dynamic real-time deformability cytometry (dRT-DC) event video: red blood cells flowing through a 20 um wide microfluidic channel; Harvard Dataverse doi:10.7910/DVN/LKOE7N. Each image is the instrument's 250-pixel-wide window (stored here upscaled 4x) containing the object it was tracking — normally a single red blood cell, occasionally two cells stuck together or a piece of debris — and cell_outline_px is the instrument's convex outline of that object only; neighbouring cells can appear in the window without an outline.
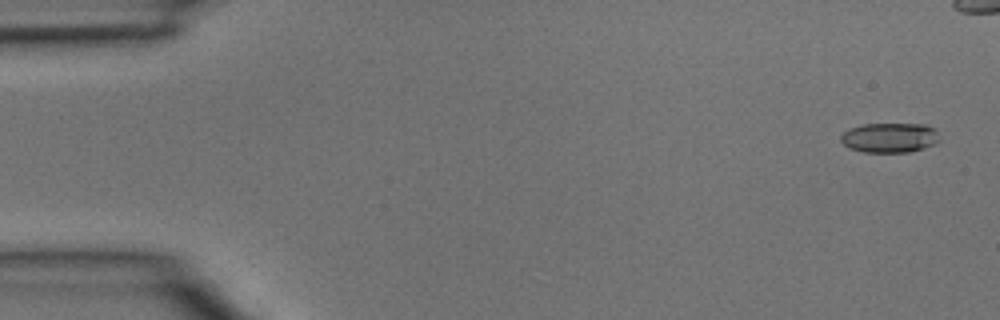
{"species": "common noctule bat (a hibernating species)", "species_latin": "Nyctalus noctula", "temperature_condition": "room temperature", "stored_images_in_passage": 5, "camera_frame_rate_fps": 3000, "um_per_image_px": 0.085, "animal": {"sex": "male", "body_mass_g": 15.6}, "frame": {"image": 1, "passage_image": 1, "time_ms": 0.0, "image_size_px": [1000, 320], "cell_outline_px": [[940, 140], [936, 144], [924, 148], [908, 152], [864, 152], [848, 148], [840, 140], [840, 136], [848, 128], [864, 124], [928, 124], [936, 128]], "centroid_in_image_um": [75.65, 11.69], "position_along_channel_um": 9.4, "area_um2": 17.4}}
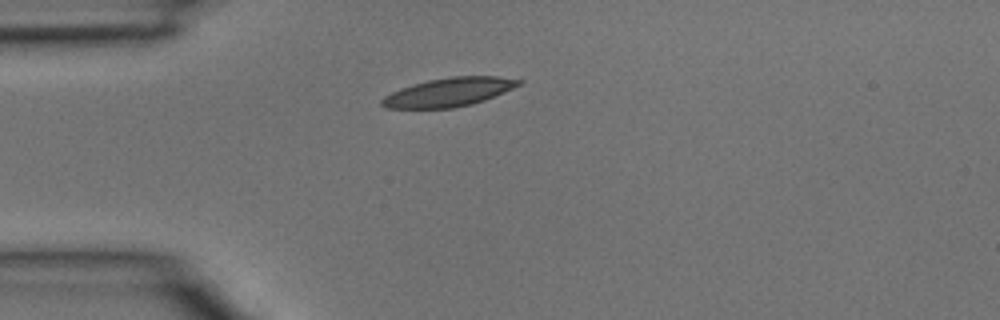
{"frame": {"image": 2, "passage_image": 5, "time_ms": 1.333, "image_size_px": [1000, 320], "cell_outline_px": [[524, 84], [484, 100], [472, 104], [452, 108], [388, 108], [380, 104], [380, 100], [384, 96], [400, 88], [412, 84], [428, 80], [452, 76], [500, 76], [524, 80]], "centroid_in_image_um": [38.19, 7.82], "position_along_channel_um": 46.8, "area_um2": 23.0}}